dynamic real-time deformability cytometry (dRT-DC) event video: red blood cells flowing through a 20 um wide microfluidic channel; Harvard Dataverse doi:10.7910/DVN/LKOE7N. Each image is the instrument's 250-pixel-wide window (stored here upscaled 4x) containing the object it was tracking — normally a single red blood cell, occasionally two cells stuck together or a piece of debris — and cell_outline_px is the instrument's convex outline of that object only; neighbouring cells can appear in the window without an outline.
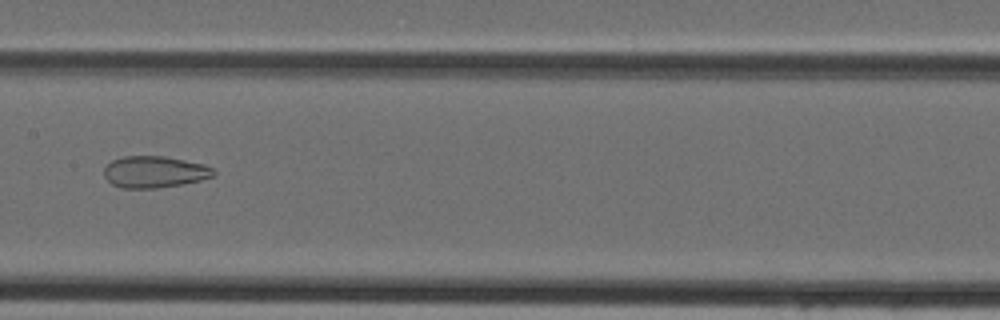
{"species": "Egyptian fruit bat (a non-hibernating species)", "species_latin": "Rousettus aegyptiacus", "temperature_condition": "cold", "stored_images_in_passage": 45, "camera_frame_rate_fps": 3000, "um_per_image_px": 0.085, "animal": {"sex": "female"}, "frame": {"image": 1, "passage_image": 23, "time_ms": 7.333, "image_size_px": [1000, 320], "cell_outline_px": [[216, 172], [212, 176], [200, 180], [180, 184], [156, 188], [120, 188], [112, 184], [104, 176], [104, 168], [112, 160], [124, 156], [164, 156], [204, 164], [212, 168]], "centroid_in_image_um": [13.1, 14.61], "position_along_channel_um": 194.3, "area_um2": 20.06}}
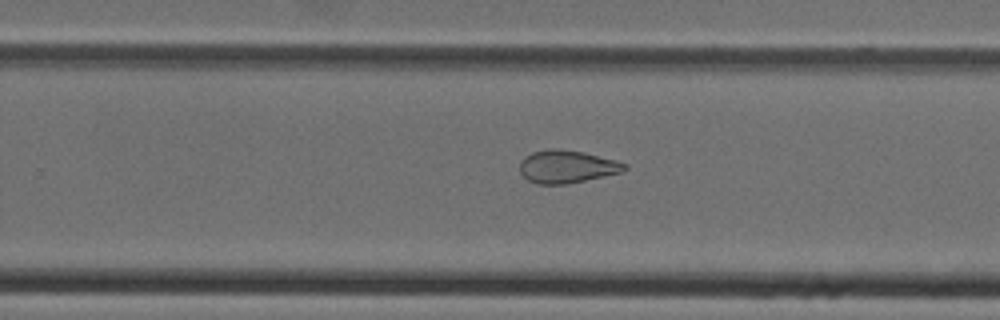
{"frame": {"image": 2, "passage_image": 29, "time_ms": 9.333, "image_size_px": [1000, 320], "cell_outline_px": [[628, 168], [620, 172], [584, 180], [564, 184], [536, 184], [528, 180], [520, 172], [520, 160], [524, 156], [532, 152], [548, 148], [560, 148], [584, 152], [616, 160], [628, 164]], "centroid_in_image_um": [48.15, 14.14], "position_along_channel_um": 281.6, "area_um2": 20.06}}
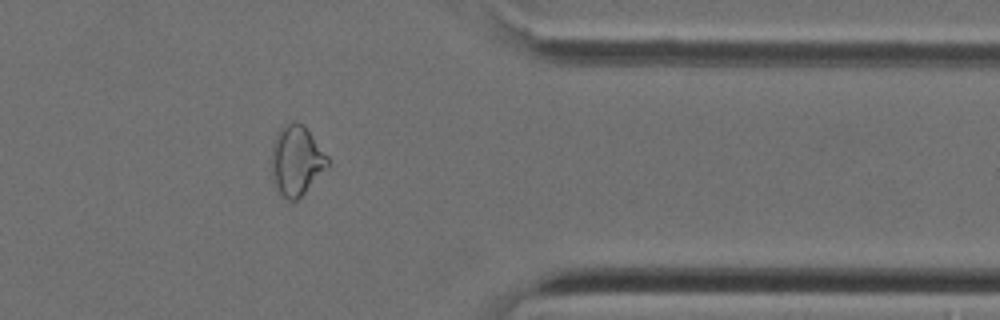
{"frame": {"image": 3, "passage_image": 37, "time_ms": 12.0, "image_size_px": [1000, 320], "cell_outline_px": [[328, 164], [304, 192], [296, 200], [288, 200], [280, 192], [276, 184], [272, 172], [272, 140], [280, 128], [292, 120], [296, 120], [304, 124], [328, 156]], "centroid_in_image_um": [25.18, 13.56], "position_along_channel_um": 386.2, "area_um2": 22.37}}